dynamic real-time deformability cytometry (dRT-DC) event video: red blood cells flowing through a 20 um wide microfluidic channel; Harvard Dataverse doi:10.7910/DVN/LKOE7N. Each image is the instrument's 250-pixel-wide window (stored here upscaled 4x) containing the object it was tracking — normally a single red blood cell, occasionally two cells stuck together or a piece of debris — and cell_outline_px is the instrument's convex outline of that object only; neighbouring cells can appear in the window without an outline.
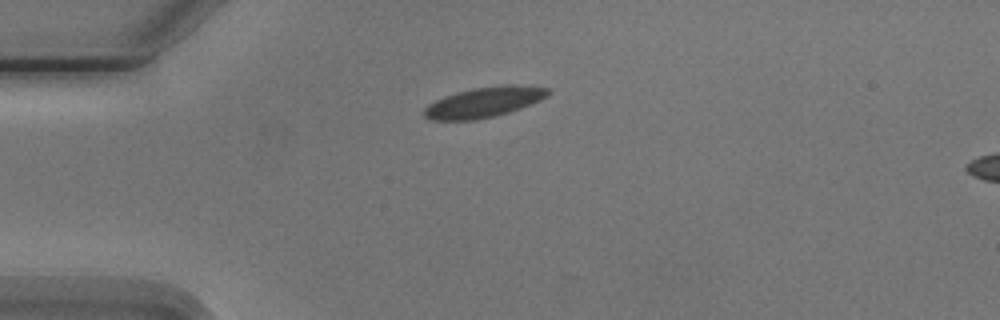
{"species": "Egyptian fruit bat (a non-hibernating species)", "species_latin": "Rousettus aegyptiacus", "temperature_condition": "cold", "stored_images_in_passage": 2, "camera_frame_rate_fps": 3000, "um_per_image_px": 0.085, "animal": {"sex": "male"}, "frame": {"image": 1, "passage_image": 1, "time_ms": 0.0, "image_size_px": [1000, 320], "cell_outline_px": [[552, 92], [548, 96], [540, 100], [520, 108], [496, 116], [476, 120], [432, 120], [424, 116], [424, 108], [428, 104], [444, 96], [456, 92], [472, 88], [504, 84], [516, 84], [548, 88]], "centroid_in_image_um": [41.15, 8.67], "position_along_channel_um": 43.8, "area_um2": 22.02}}